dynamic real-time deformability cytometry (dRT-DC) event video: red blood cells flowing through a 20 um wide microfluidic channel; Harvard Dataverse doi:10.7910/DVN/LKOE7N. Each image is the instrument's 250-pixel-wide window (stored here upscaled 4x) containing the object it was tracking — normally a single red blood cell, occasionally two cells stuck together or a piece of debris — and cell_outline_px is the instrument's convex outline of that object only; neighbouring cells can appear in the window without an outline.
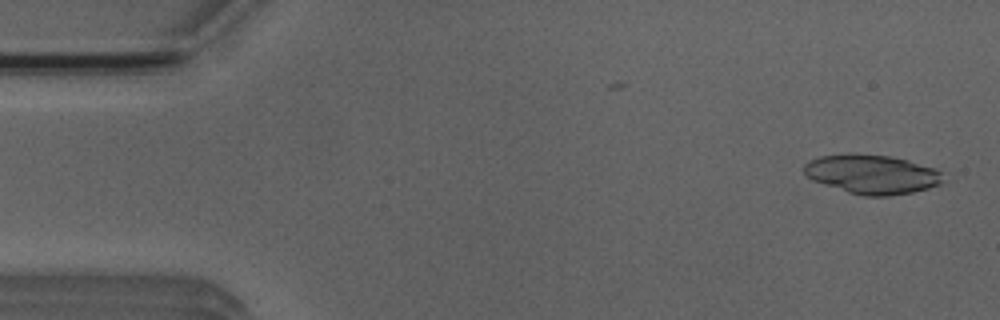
{"species": "Egyptian fruit bat (a non-hibernating species)", "species_latin": "Rousettus aegyptiacus", "temperature_condition": "room temperature", "stored_images_in_passage": 4, "camera_frame_rate_fps": 3000, "um_per_image_px": 0.085, "animal": {"sex": "male"}, "frame": {"image": 1, "passage_image": 1, "time_ms": 0.0, "image_size_px": [1000, 320], "cell_outline_px": [[940, 180], [936, 184], [928, 188], [912, 192], [888, 196], [864, 196], [848, 192], [812, 180], [804, 176], [800, 168], [808, 160], [820, 156], [848, 152], [852, 152], [892, 156], [908, 160], [936, 168], [940, 172]], "centroid_in_image_um": [74.0, 14.78], "position_along_channel_um": 11.0, "area_um2": 32.08}}